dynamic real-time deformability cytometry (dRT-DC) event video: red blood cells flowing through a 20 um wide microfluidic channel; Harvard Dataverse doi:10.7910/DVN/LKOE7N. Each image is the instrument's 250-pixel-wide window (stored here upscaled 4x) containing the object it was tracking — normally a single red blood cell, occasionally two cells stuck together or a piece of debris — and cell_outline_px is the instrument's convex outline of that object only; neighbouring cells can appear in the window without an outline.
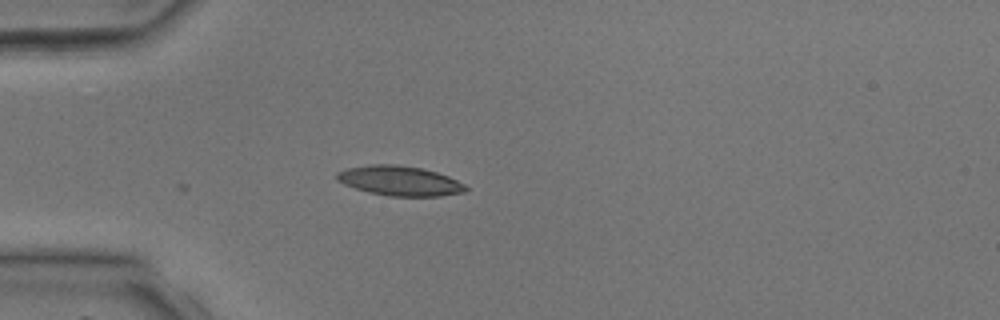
{"species": "common noctule bat (a hibernating species)", "species_latin": "Nyctalus noctula", "temperature_condition": "room temperature", "stored_images_in_passage": 3, "camera_frame_rate_fps": 3000, "um_per_image_px": 0.085, "animal": {"sex": "male", "body_mass_g": 17.9, "forearm_length_mm": 54.2}, "frame": {"image": 1, "passage_image": 3, "time_ms": 3.667, "image_size_px": [1000, 320], "cell_outline_px": [[468, 188], [464, 192], [440, 196], [388, 196], [368, 192], [344, 184], [336, 180], [336, 172], [344, 168], [372, 164], [396, 164], [420, 168], [436, 172], [448, 176], [464, 184]], "centroid_in_image_um": [33.93, 15.36], "position_along_channel_um": 51.1, "area_um2": 22.37}}